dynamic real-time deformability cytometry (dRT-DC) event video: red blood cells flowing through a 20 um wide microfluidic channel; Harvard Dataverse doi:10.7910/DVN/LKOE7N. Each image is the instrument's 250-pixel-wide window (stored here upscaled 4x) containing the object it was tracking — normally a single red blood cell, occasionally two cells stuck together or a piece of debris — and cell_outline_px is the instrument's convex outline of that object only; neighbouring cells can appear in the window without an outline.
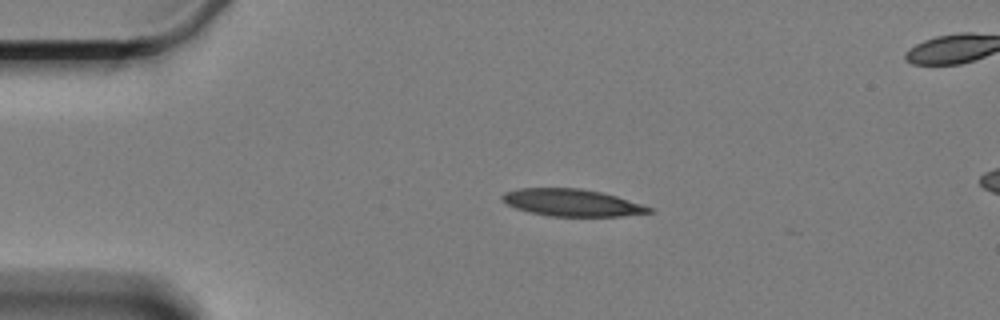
{"species": "Egyptian fruit bat (a non-hibernating species)", "species_latin": "Rousettus aegyptiacus", "temperature_condition": "cold", "stored_images_in_passage": 6, "camera_frame_rate_fps": 3000, "um_per_image_px": 0.085, "animal": {"sex": "female"}, "frame": {"image": 1, "passage_image": 1, "time_ms": 0.0, "image_size_px": [1000, 320], "cell_outline_px": [[656, 212], [620, 216], [552, 216], [532, 212], [516, 208], [500, 200], [500, 196], [504, 192], [516, 188], [580, 188], [600, 192], [616, 196], [652, 208]], "centroid_in_image_um": [48.58, 17.22], "position_along_channel_um": 36.4, "area_um2": 23.06}}